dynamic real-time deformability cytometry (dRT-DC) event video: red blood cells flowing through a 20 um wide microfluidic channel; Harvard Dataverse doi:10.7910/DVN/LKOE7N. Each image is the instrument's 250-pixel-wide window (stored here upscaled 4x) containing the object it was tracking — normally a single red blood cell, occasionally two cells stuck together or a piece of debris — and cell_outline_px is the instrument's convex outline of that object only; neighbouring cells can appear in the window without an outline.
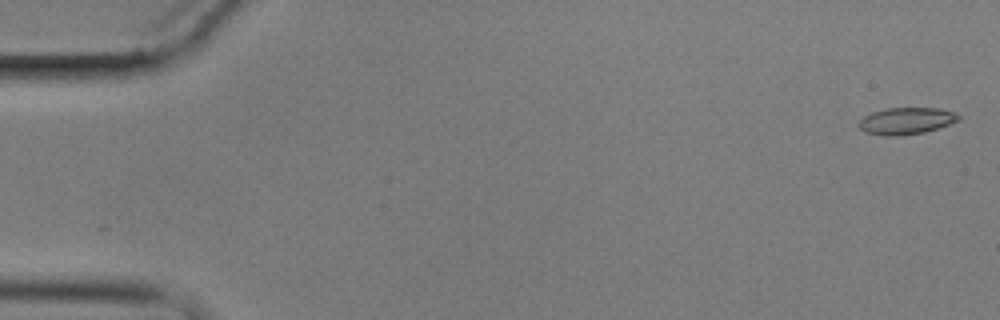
{"species": "common noctule bat (a hibernating species)", "species_latin": "Nyctalus noctula", "temperature_condition": "cold", "stored_images_in_passage": 10, "camera_frame_rate_fps": 3000, "um_per_image_px": 0.085, "animal": {"sex": "male", "body_mass_g": 17.9}, "frame": {"image": 1, "passage_image": 1, "time_ms": 0.0, "image_size_px": [1000, 320], "cell_outline_px": [[960, 120], [924, 132], [896, 136], [884, 136], [864, 132], [856, 124], [864, 116], [872, 112], [888, 108], [940, 108], [952, 112], [960, 116]], "centroid_in_image_um": [76.98, 10.28], "position_along_channel_um": 8.0, "area_um2": 15.49}}
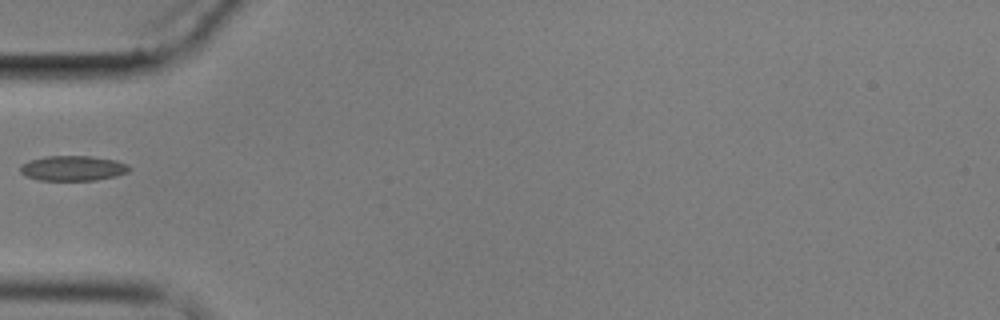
{"frame": {"image": 2, "passage_image": 6, "time_ms": 6.0, "image_size_px": [1000, 320], "cell_outline_px": [[132, 168], [128, 172], [116, 176], [96, 180], [40, 180], [24, 176], [20, 172], [20, 168], [28, 160], [44, 156], [92, 156], [116, 160], [128, 164]], "centroid_in_image_um": [6.22, 14.29], "position_along_channel_um": 78.8, "area_um2": 16.07}}
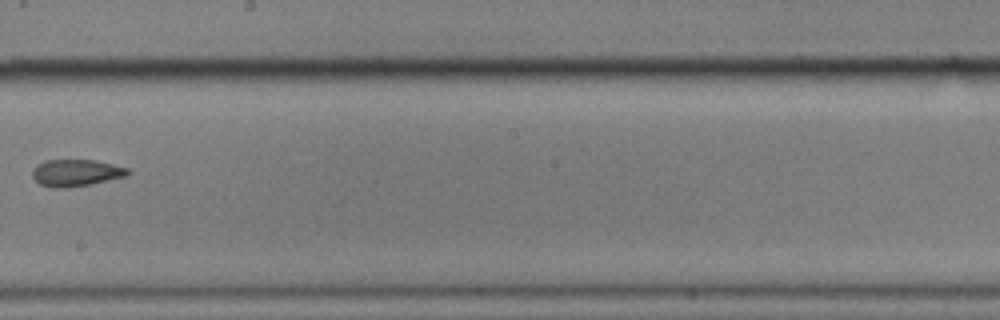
{"frame": {"image": 3, "passage_image": 10, "time_ms": 10.667, "image_size_px": [1000, 320], "cell_outline_px": [[132, 172], [128, 176], [92, 184], [68, 188], [52, 188], [40, 184], [32, 176], [32, 172], [36, 164], [44, 160], [96, 160], [128, 168]], "centroid_in_image_um": [6.48, 14.69], "position_along_channel_um": 241.7, "area_um2": 15.2}}